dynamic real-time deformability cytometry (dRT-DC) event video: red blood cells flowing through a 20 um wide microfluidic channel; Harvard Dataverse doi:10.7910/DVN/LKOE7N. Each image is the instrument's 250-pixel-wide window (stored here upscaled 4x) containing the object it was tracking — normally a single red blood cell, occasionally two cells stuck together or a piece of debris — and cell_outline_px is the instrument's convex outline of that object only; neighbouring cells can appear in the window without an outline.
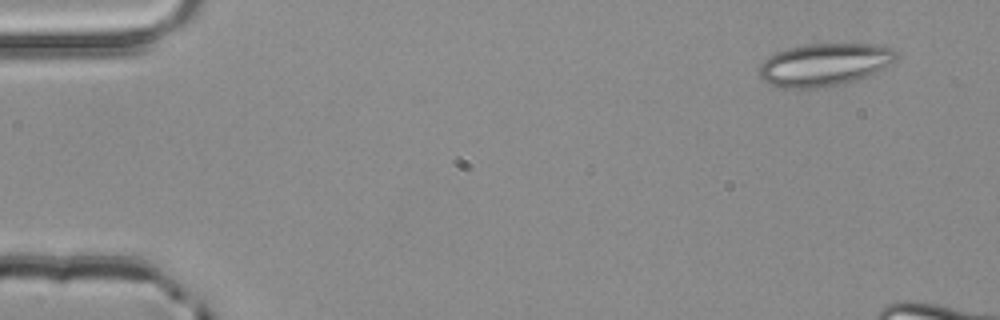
{"species": "common noctule bat (a hibernating species)", "species_latin": "Nyctalus noctula", "temperature_condition": "room temperature", "stored_images_in_passage": 4, "segment_of_instrument_passage": [2, 2], "camera_frame_rate_fps": 3000, "um_per_image_px": 0.085, "animal": {"sex": "male", "body_mass_g": 20.4}, "frame": {"image": 1, "passage_image": 4, "time_ms": 1.0, "image_size_px": [1000, 320], "cell_outline_px": [[896, 60], [876, 72], [868, 76], [844, 84], [812, 88], [784, 88], [772, 84], [764, 80], [760, 76], [760, 64], [768, 56], [776, 52], [788, 48], [808, 44], [876, 44], [892, 48], [896, 52]], "centroid_in_image_um": [70.09, 5.49], "position_along_channel_um": 14.9, "area_um2": 33.87}}